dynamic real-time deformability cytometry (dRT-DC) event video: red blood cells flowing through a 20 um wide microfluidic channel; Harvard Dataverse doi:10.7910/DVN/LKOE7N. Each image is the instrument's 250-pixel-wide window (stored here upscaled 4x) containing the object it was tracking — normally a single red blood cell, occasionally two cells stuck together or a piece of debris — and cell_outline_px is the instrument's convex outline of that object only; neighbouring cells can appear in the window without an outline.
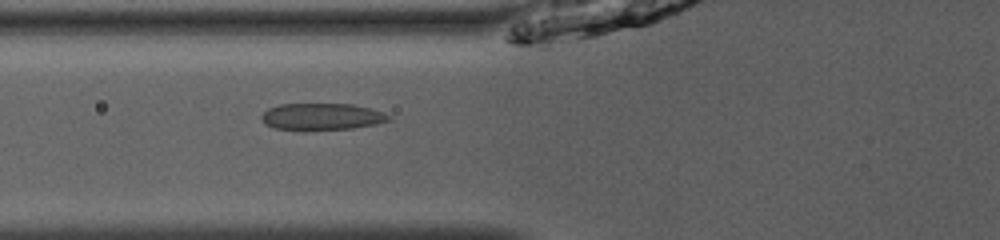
{"species": "common noctule bat (a hibernating species)", "species_latin": "Nyctalus noctula", "temperature_condition": "room temperature", "stored_images_in_passage": 32, "camera_frame_rate_fps": 3000, "um_per_image_px": 0.085, "animal": {"sex": "male", "body_mass_g": 13.0, "forearm_length_mm": 53.1}, "frame": {"image": 1, "passage_image": 5, "time_ms": 1.333, "image_size_px": [1000, 240], "cell_outline_px": [[392, 120], [376, 124], [352, 128], [276, 128], [264, 124], [260, 116], [268, 108], [280, 104], [352, 104], [384, 112], [392, 116]], "centroid_in_image_um": [27.39, 9.88], "position_along_channel_um": 98.4, "area_um2": 19.31}}
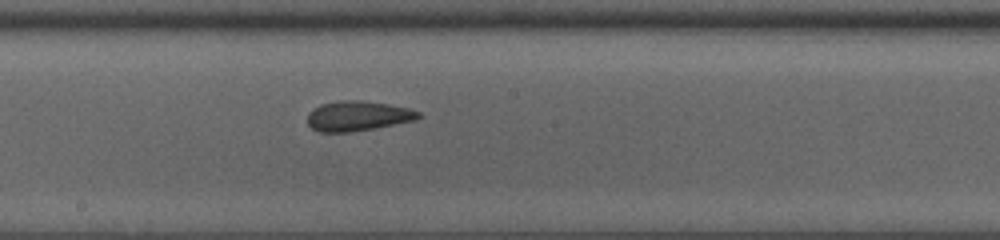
{"frame": {"image": 2, "passage_image": 14, "time_ms": 4.333, "image_size_px": [1000, 240], "cell_outline_px": [[424, 116], [416, 120], [372, 128], [348, 132], [320, 132], [312, 128], [308, 124], [308, 112], [320, 104], [340, 100], [360, 100], [388, 104], [408, 108], [420, 112]], "centroid_in_image_um": [30.41, 9.85], "position_along_channel_um": 217.8, "area_um2": 19.31}}
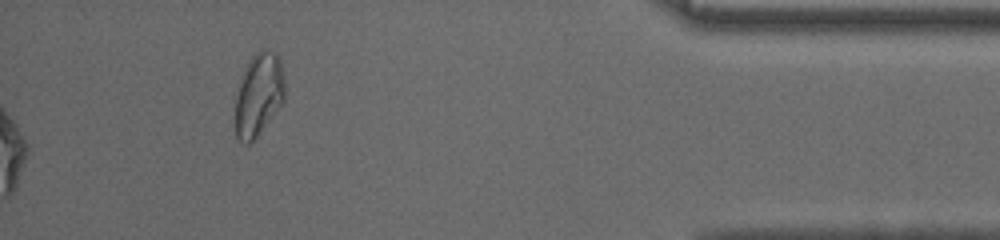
{"frame": {"image": 3, "passage_image": 32, "time_ms": 10.333, "image_size_px": [1000, 240], "cell_outline_px": [[284, 100], [256, 136], [248, 144], [244, 144], [236, 136], [236, 96], [240, 80], [252, 56], [260, 48], [264, 48], [276, 52], [280, 56], [284, 72]], "centroid_in_image_um": [22.01, 7.97], "position_along_channel_um": 413.2, "area_um2": 23.64}, "authors_computed_cell_mechanics": {"area_um2": 19.3052, "velocity_mm_per_s": 3.9463, "shape_relaxation_time_tau1_ms": 6.151, "shape_relaxation_time_tau2_ms": 1.4602, "deformation_change_tau1": 0.1759, "deformation_change_tau2": 0.0834}}